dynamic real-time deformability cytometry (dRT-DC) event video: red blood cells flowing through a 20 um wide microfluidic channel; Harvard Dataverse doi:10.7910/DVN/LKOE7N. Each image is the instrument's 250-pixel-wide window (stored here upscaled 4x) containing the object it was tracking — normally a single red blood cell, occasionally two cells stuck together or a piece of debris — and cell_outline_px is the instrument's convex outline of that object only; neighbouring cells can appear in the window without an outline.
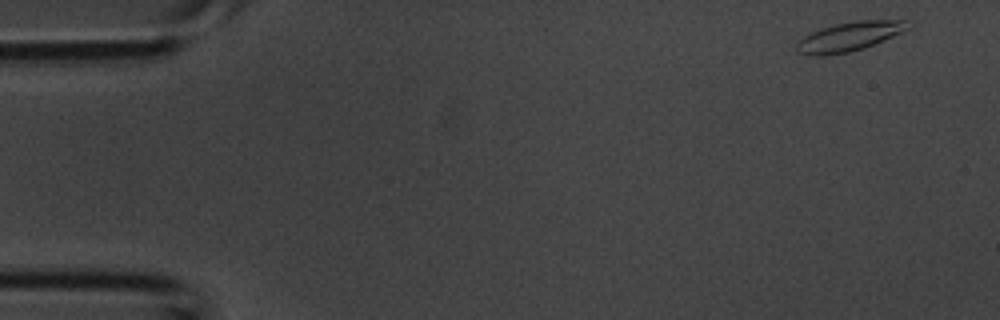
{"species": "common noctule bat (a hibernating species)", "species_latin": "Nyctalus noctula", "temperature_condition": "room temperature", "stored_images_in_passage": 4, "camera_frame_rate_fps": 3000, "um_per_image_px": 0.085, "animal": {"sex": "male", "body_mass_g": 20.1, "forearm_length_mm": 53.5}, "frame": {"image": 1, "passage_image": 1, "time_ms": 0.0, "image_size_px": [1000, 320], "cell_outline_px": [[908, 28], [884, 40], [864, 48], [848, 52], [824, 56], [808, 56], [800, 52], [796, 48], [796, 44], [804, 36], [820, 28], [836, 24], [856, 20], [908, 20]], "centroid_in_image_um": [72.15, 3.11], "position_along_channel_um": 12.8, "area_um2": 18.73}}